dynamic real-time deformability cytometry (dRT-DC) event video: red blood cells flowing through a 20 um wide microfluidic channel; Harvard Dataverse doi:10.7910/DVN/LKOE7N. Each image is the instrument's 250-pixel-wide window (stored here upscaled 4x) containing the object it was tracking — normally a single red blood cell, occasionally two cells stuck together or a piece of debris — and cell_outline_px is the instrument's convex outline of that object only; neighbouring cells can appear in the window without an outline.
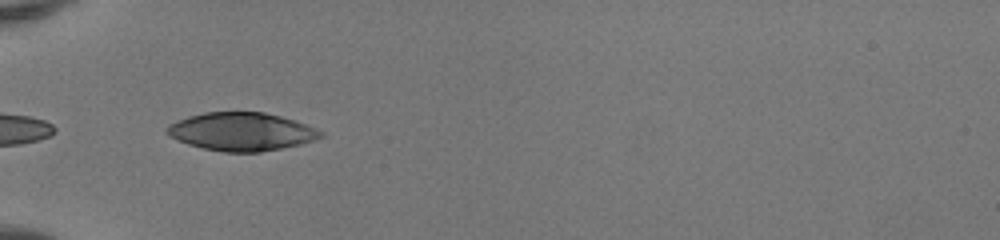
{"species": "human", "species_latin": "Homo sapiens", "temperature_condition": "room temperature", "stored_images_in_passage": 4, "camera_frame_rate_fps": 3000, "um_per_image_px": 0.085, "donor": {"sex": "female"}, "frame": {"image": 1, "passage_image": 1, "time_ms": 0.0, "image_size_px": [1000, 240], "cell_outline_px": [[324, 136], [300, 144], [260, 152], [224, 152], [204, 148], [188, 144], [176, 140], [168, 136], [164, 132], [164, 128], [168, 124], [188, 116], [204, 112], [264, 112], [296, 120], [324, 132]], "centroid_in_image_um": [20.48, 11.18], "position_along_channel_um": 64.5, "area_um2": 34.28}}
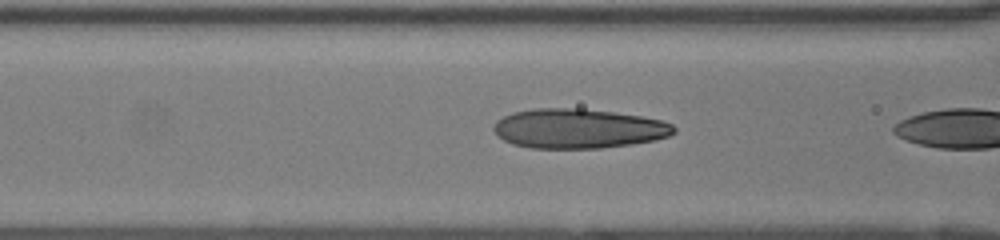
{"frame": {"image": 2, "passage_image": 3, "time_ms": 0.667, "image_size_px": [1000, 240], "cell_outline_px": [[676, 132], [668, 136], [656, 140], [632, 144], [600, 148], [528, 148], [512, 144], [496, 136], [492, 128], [496, 120], [512, 112], [532, 108], [580, 108], [616, 112], [640, 116], [660, 120], [672, 124], [676, 128]], "centroid_in_image_um": [49.13, 10.92], "position_along_channel_um": 117.5, "area_um2": 41.96}}